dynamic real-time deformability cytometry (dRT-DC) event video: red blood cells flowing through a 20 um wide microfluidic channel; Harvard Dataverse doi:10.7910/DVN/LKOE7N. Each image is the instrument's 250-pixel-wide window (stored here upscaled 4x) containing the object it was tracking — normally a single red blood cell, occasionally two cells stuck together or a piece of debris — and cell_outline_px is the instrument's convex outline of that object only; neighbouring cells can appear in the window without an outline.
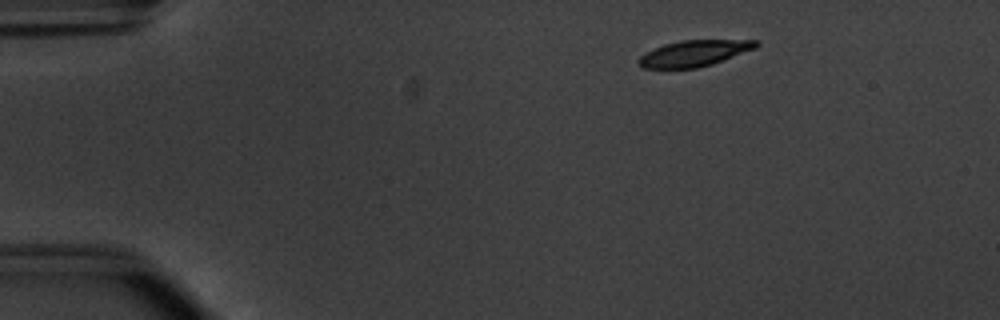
{"species": "common noctule bat (a hibernating species)", "species_latin": "Nyctalus noctula", "temperature_condition": "warm", "stored_images_in_passage": 49, "camera_frame_rate_fps": 3000, "um_per_image_px": 0.085, "animal": {"sex": "male", "body_mass_g": 20.1, "forearm_length_mm": 53.5}, "frame": {"image": 1, "passage_image": 4, "time_ms": 1.0, "image_size_px": [1000, 320], "cell_outline_px": [[760, 44], [756, 48], [712, 64], [696, 68], [644, 68], [636, 60], [640, 56], [664, 44], [680, 40], [756, 40]], "centroid_in_image_um": [59.02, 4.52], "position_along_channel_um": 26.0, "area_um2": 17.63}}
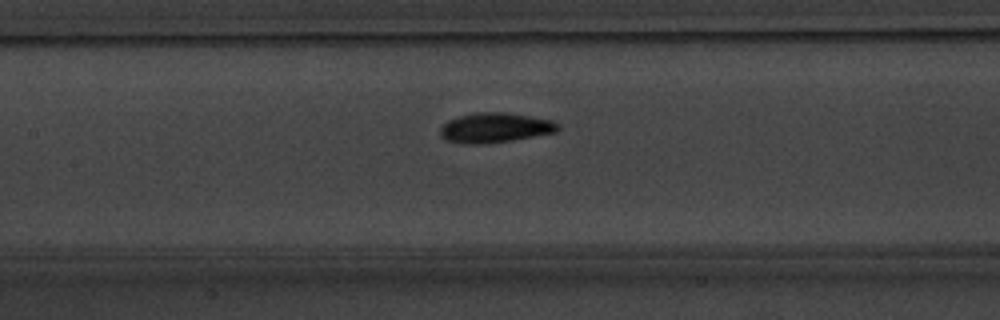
{"frame": {"image": 2, "passage_image": 21, "time_ms": 6.667, "image_size_px": [1000, 320], "cell_outline_px": [[560, 128], [556, 132], [512, 140], [484, 144], [464, 144], [448, 140], [440, 136], [440, 128], [448, 120], [460, 116], [476, 112], [508, 112], [552, 120], [560, 124]], "centroid_in_image_um": [42.09, 10.85], "position_along_channel_um": 165.3, "area_um2": 20.52}}
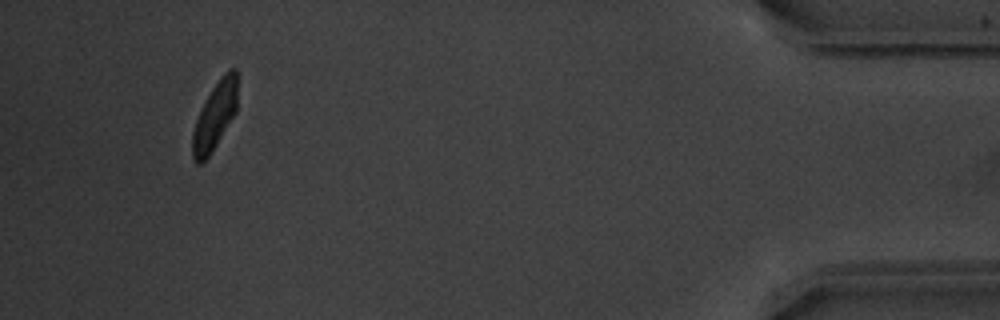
{"frame": {"image": 3, "passage_image": 46, "time_ms": 15.0, "image_size_px": [1000, 320], "cell_outline_px": [[236, 112], [216, 144], [208, 156], [200, 164], [196, 164], [192, 160], [192, 132], [200, 108], [204, 100], [220, 76], [228, 68], [236, 68]], "centroid_in_image_um": [18.23, 9.84], "position_along_channel_um": 417.0, "area_um2": 17.63}, "authors_computed_cell_mechanics": {"area_um2": 19.363, "velocity_mm_per_s": 3.7907, "shape_relaxation_time_tau1_ms": 2.0654, "shape_relaxation_time_tau2_ms": 1.5818, "deformation_change_tau1": 0.1501, "deformation_change_tau2": 0.0584}}